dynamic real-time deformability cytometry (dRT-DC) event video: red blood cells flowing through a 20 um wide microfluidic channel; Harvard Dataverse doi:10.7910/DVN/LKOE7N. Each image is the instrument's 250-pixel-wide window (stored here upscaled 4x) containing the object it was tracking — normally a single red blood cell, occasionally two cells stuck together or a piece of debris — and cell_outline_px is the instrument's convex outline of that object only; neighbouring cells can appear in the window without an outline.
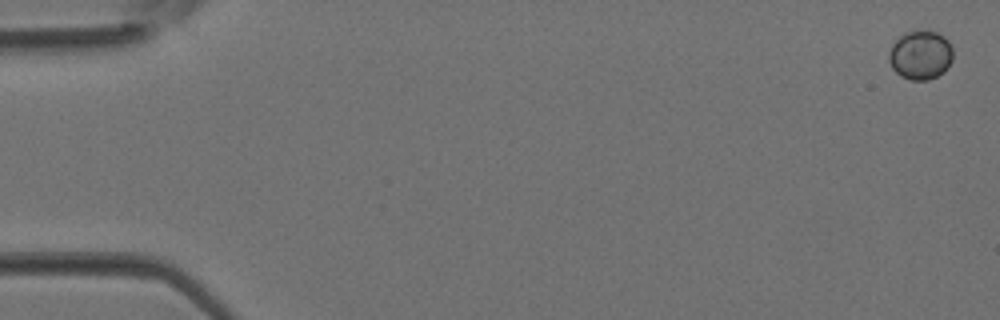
{"species": "Egyptian fruit bat (a non-hibernating species)", "species_latin": "Rousettus aegyptiacus", "temperature_condition": "room temperature", "stored_images_in_passage": 3, "camera_frame_rate_fps": 3000, "um_per_image_px": 0.085, "animal": {"sex": "female"}, "frame": {"image": 1, "passage_image": 1, "time_ms": 0.0, "image_size_px": [1000, 320], "cell_outline_px": [[952, 60], [948, 68], [944, 72], [928, 80], [912, 80], [900, 76], [892, 68], [888, 60], [888, 52], [892, 44], [904, 32], [936, 32], [944, 36], [948, 40], [952, 48]], "centroid_in_image_um": [78.23, 4.7], "position_along_channel_um": 6.8, "area_um2": 18.26}}